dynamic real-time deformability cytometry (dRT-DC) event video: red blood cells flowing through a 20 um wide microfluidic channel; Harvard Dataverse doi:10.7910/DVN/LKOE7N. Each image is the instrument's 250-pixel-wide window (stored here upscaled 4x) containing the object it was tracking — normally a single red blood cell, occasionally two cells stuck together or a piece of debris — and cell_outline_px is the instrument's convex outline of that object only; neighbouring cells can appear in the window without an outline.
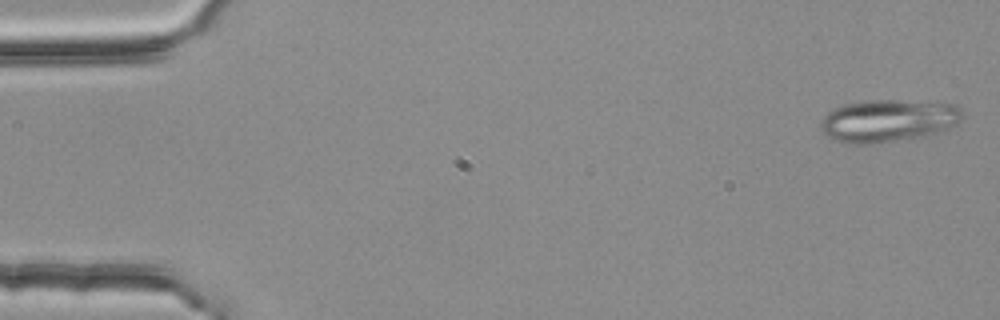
{"species": "common noctule bat (a hibernating species)", "species_latin": "Nyctalus noctula", "temperature_condition": "room temperature", "stored_images_in_passage": 5, "camera_frame_rate_fps": 3000, "um_per_image_px": 0.085, "animal": {"sex": "female", "body_mass_g": 25.1}, "frame": {"image": 1, "passage_image": 1, "time_ms": 0.0, "image_size_px": [1000, 320], "cell_outline_px": [[964, 116], [956, 124], [928, 136], [868, 144], [856, 144], [836, 140], [828, 136], [820, 128], [820, 120], [828, 112], [844, 104], [868, 100], [936, 100], [956, 104], [964, 112]], "centroid_in_image_um": [75.57, 10.22], "position_along_channel_um": 9.4, "area_um2": 35.55}}